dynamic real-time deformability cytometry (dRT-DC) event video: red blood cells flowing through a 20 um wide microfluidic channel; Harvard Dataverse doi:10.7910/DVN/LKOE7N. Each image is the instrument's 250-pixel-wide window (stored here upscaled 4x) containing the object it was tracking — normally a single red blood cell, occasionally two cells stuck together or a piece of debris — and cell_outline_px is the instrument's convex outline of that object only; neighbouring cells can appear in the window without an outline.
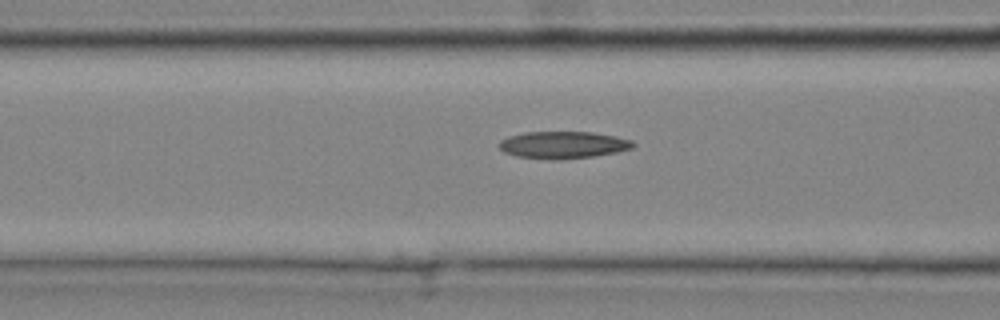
{"species": "common noctule bat (a hibernating species)", "species_latin": "Nyctalus noctula", "temperature_condition": "cold", "stored_images_in_passage": 8, "camera_frame_rate_fps": 3000, "um_per_image_px": 0.085, "animal": {"sex": "male", "body_mass_g": 20.4}, "frame": {"image": 1, "passage_image": 6, "time_ms": 1.667, "image_size_px": [1000, 320], "cell_outline_px": [[636, 144], [632, 148], [616, 152], [592, 156], [560, 160], [552, 160], [516, 156], [504, 152], [500, 148], [500, 140], [508, 136], [524, 132], [592, 132], [616, 136], [632, 140]], "centroid_in_image_um": [47.86, 12.31], "position_along_channel_um": 118.7, "area_um2": 21.21}}